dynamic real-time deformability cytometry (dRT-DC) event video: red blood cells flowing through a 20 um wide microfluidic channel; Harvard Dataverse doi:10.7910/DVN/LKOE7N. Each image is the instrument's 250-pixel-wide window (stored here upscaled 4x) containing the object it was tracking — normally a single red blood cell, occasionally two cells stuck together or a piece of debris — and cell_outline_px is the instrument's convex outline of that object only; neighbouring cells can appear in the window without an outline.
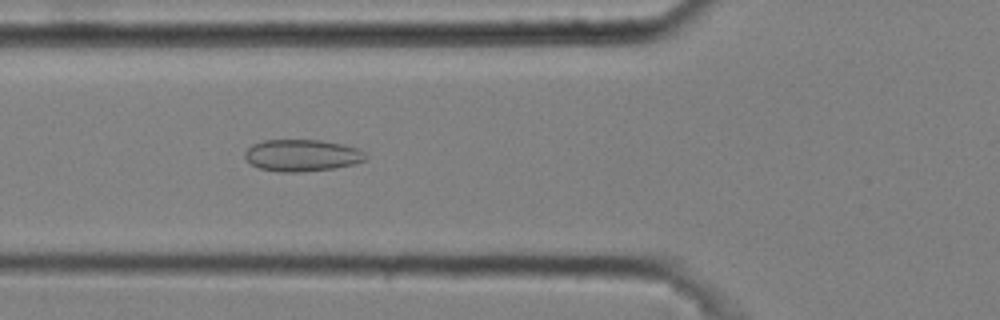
{"species": "common noctule bat (a hibernating species)", "species_latin": "Nyctalus noctula", "temperature_condition": "cold", "stored_images_in_passage": 38, "camera_frame_rate_fps": 3000, "um_per_image_px": 0.085, "animal": {"sex": "male", "body_mass_g": 20.4}, "frame": {"image": 1, "passage_image": 6, "time_ms": 1.667, "image_size_px": [1000, 320], "cell_outline_px": [[368, 156], [364, 160], [356, 164], [336, 168], [300, 172], [280, 172], [260, 168], [252, 164], [244, 156], [244, 152], [252, 144], [264, 140], [320, 140], [344, 144], [360, 148]], "centroid_in_image_um": [25.71, 13.2], "position_along_channel_um": 100.1, "area_um2": 22.6}}
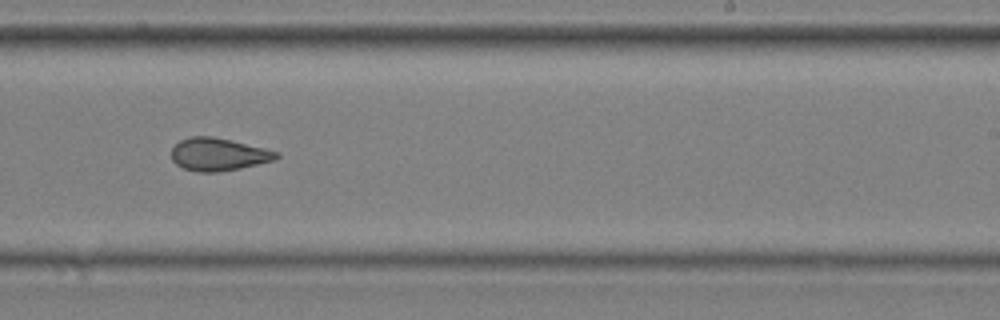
{"frame": {"image": 2, "passage_image": 20, "time_ms": 6.333, "image_size_px": [1000, 320], "cell_outline_px": [[280, 156], [276, 160], [240, 168], [216, 172], [196, 172], [184, 168], [176, 164], [172, 160], [172, 148], [180, 140], [192, 136], [212, 136], [232, 140], [280, 152]], "centroid_in_image_um": [18.58, 13.12], "position_along_channel_um": 270.4, "area_um2": 20.06}}
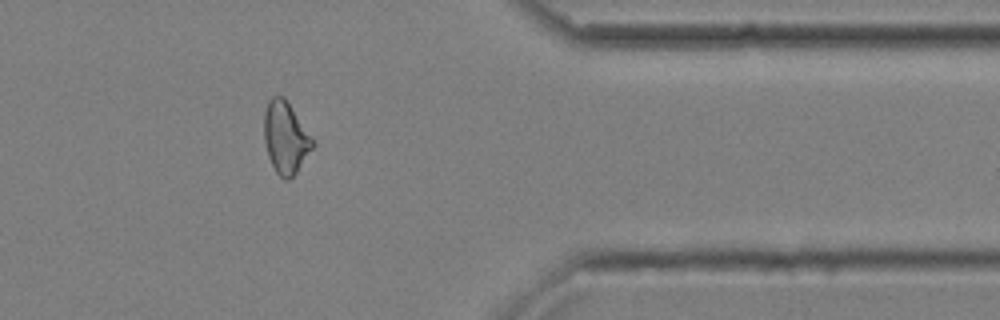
{"frame": {"image": 3, "passage_image": 31, "time_ms": 10.0, "image_size_px": [1000, 320], "cell_outline_px": [[316, 144], [296, 172], [288, 180], [284, 180], [276, 172], [268, 156], [264, 140], [264, 112], [268, 100], [272, 96], [284, 96]], "centroid_in_image_um": [24.26, 11.69], "position_along_channel_um": 387.1, "area_um2": 20.17}, "authors_computed_cell_mechanics": {"area_um2": 20.3167, "velocity_mm_per_s": 3.6491, "shape_relaxation_time_tau1_ms": null, "shape_relaxation_time_tau2_ms": 3.0848, "deformation_change_tau1": null, "deformation_change_tau2": 0.0895}}